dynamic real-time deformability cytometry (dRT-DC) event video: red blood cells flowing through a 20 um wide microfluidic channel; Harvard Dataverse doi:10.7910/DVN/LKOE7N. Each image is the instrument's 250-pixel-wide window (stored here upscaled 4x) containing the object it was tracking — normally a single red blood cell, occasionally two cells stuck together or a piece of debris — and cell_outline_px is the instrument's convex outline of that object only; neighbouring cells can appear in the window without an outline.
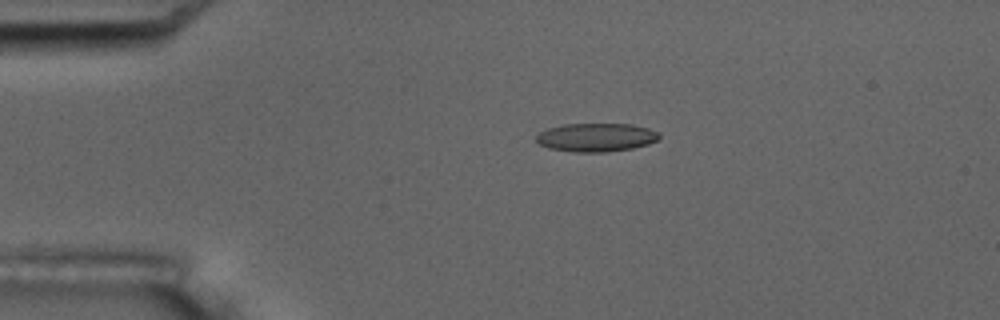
{"species": "common noctule bat (a hibernating species)", "species_latin": "Nyctalus noctula", "temperature_condition": "room temperature", "stored_images_in_passage": 15, "camera_frame_rate_fps": 3000, "um_per_image_px": 0.085, "animal": {"sex": "male", "body_mass_g": 17.5, "forearm_length_mm": 52.3}, "frame": {"image": 1, "passage_image": 3, "time_ms": 3.0, "image_size_px": [1000, 320], "cell_outline_px": [[660, 136], [656, 140], [648, 144], [632, 148], [608, 152], [576, 152], [548, 148], [540, 144], [536, 140], [536, 136], [540, 132], [548, 128], [564, 124], [632, 124], [648, 128], [660, 132]], "centroid_in_image_um": [50.68, 11.67], "position_along_channel_um": 34.3, "area_um2": 20.4}, "authors_computed_cell_mechanics": {"area_um2": 19.941, "velocity_mm_per_s": 3.5117, "shape_relaxation_time_tau1_ms": null, "shape_relaxation_time_tau2_ms": 2.3595, "deformation_change_tau1": null, "deformation_change_tau2": 0.1087}}